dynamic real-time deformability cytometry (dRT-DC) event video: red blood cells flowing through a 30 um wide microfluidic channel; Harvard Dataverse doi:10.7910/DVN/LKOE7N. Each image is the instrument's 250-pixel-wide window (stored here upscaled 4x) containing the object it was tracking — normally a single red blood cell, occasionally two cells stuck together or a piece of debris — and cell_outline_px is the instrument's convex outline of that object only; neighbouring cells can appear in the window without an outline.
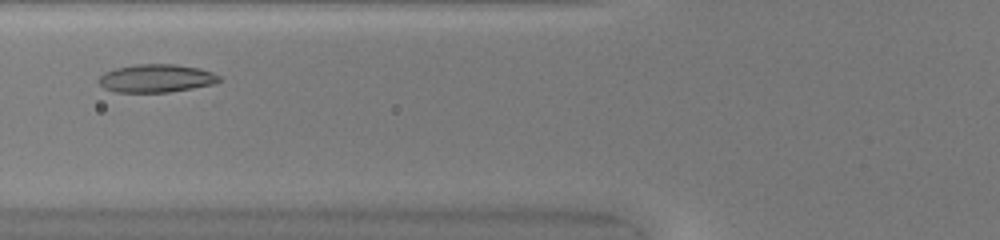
{"species": "common noctule bat (a hibernating species)", "species_latin": "Nyctalus noctula", "temperature_condition": "warm", "stored_images_in_passage": 29, "camera_frame_rate_fps": 3000, "um_per_image_px": 0.085, "animal": {"sex": "female", "body_mass_g": 20.0, "forearm_length_mm": 54.0}, "frame": {"image": 1, "passage_image": 7, "time_ms": 2.0, "image_size_px": [1000, 240], "cell_outline_px": [[220, 80], [216, 84], [168, 92], [116, 92], [104, 88], [96, 80], [104, 72], [116, 68], [136, 64], [176, 64], [200, 68], [212, 72], [220, 76]], "centroid_in_image_um": [13.28, 6.65], "position_along_channel_um": 112.5, "area_um2": 19.83}}
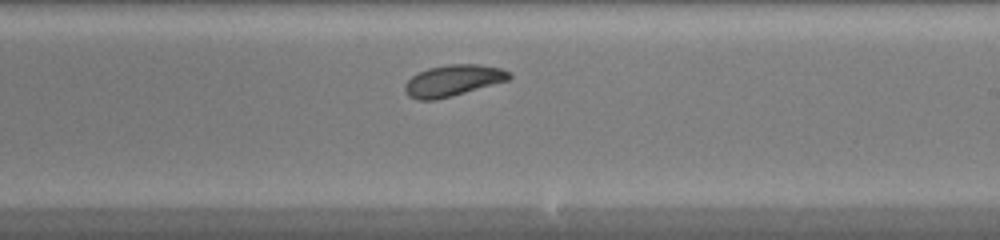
{"frame": {"image": 2, "passage_image": 17, "time_ms": 5.333, "image_size_px": [1000, 240], "cell_outline_px": [[512, 76], [508, 80], [452, 96], [436, 100], [416, 100], [408, 96], [404, 92], [404, 84], [412, 76], [428, 68], [448, 64], [480, 64], [500, 68], [508, 72]], "centroid_in_image_um": [38.46, 6.85], "position_along_channel_um": 250.5, "area_um2": 19.02}}
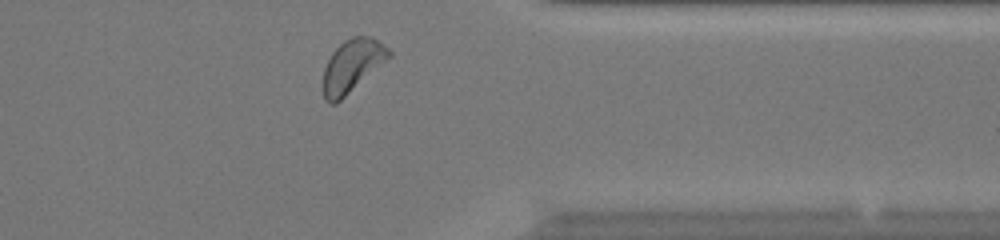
{"frame": {"image": 3, "passage_image": 27, "time_ms": 8.667, "image_size_px": [1000, 240], "cell_outline_px": [[392, 56], [336, 104], [328, 104], [324, 100], [324, 68], [332, 52], [344, 40], [352, 36], [368, 36], [376, 40], [388, 48], [392, 52]], "centroid_in_image_um": [29.93, 5.6], "position_along_channel_um": 381.5, "area_um2": 20.06}, "authors_computed_cell_mechanics": {"area_um2": 19.0162, "velocity_mm_per_s": 4.1521, "shape_relaxation_time_tau1_ms": 3.8168, "shape_relaxation_time_tau2_ms": null, "deformation_change_tau1": 0.115, "deformation_change_tau2": null}}